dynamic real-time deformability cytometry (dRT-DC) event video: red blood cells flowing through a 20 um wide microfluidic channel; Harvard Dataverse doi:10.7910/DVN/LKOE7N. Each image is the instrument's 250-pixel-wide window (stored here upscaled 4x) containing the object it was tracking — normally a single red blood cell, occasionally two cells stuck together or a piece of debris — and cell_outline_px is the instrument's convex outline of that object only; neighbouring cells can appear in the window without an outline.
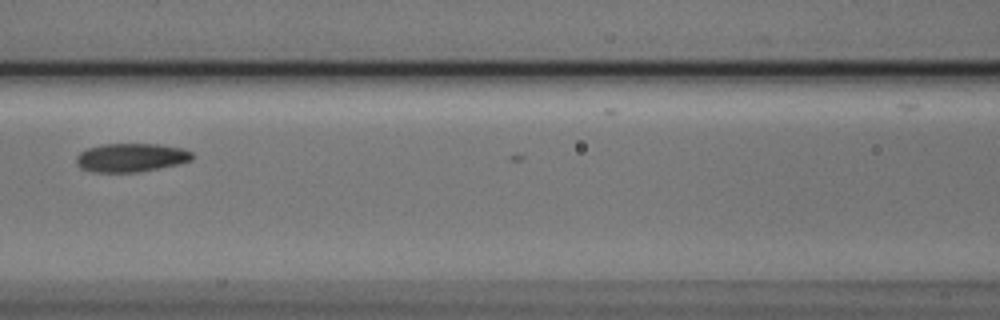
{"species": "Egyptian fruit bat (a non-hibernating species)", "species_latin": "Rousettus aegyptiacus", "temperature_condition": "cold", "stored_images_in_passage": 5, "segment_of_instrument_passage": [1, 2], "camera_frame_rate_fps": 3000, "um_per_image_px": 0.085, "animal": {"sex": "male"}, "frame": {"image": 1, "passage_image": 3, "time_ms": 0.667, "image_size_px": [1000, 320], "cell_outline_px": [[192, 160], [176, 164], [136, 172], [92, 172], [80, 168], [76, 164], [76, 156], [80, 152], [88, 148], [104, 144], [160, 144], [184, 148], [192, 152]], "centroid_in_image_um": [11.11, 13.39], "position_along_channel_um": 155.5, "area_um2": 19.25}}